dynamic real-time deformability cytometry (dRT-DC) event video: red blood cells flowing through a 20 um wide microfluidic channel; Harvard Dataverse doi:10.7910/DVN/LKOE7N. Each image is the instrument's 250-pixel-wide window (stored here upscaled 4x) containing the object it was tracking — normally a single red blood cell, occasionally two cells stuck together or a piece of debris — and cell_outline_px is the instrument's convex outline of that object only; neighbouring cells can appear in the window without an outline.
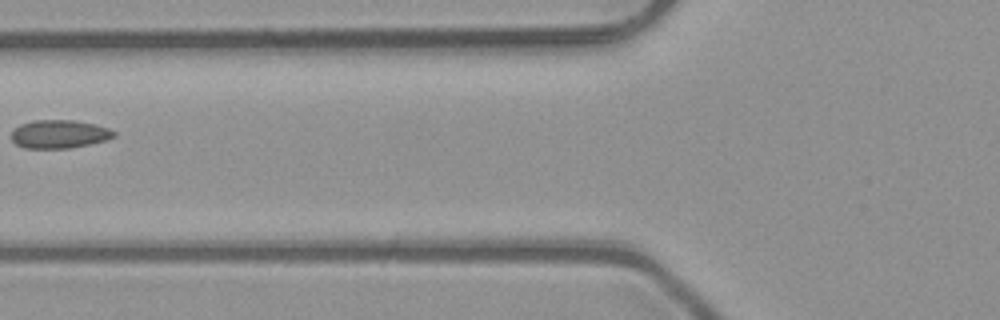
{"species": "common noctule bat (a hibernating species)", "species_latin": "Nyctalus noctula", "temperature_condition": "room temperature", "stored_images_in_passage": 2, "camera_frame_rate_fps": 3000, "um_per_image_px": 0.085, "animal": {"sex": "male", "body_mass_g": 23.1, "forearm_length_mm": 52.7}, "frame": {"image": 1, "passage_image": 2, "time_ms": 0.333, "image_size_px": [1000, 320], "cell_outline_px": [[116, 136], [104, 140], [72, 148], [24, 148], [16, 144], [12, 140], [12, 132], [20, 124], [32, 120], [72, 120], [92, 124], [108, 128], [116, 132]], "centroid_in_image_um": [5.02, 11.4], "position_along_channel_um": 120.8, "area_um2": 16.76}}